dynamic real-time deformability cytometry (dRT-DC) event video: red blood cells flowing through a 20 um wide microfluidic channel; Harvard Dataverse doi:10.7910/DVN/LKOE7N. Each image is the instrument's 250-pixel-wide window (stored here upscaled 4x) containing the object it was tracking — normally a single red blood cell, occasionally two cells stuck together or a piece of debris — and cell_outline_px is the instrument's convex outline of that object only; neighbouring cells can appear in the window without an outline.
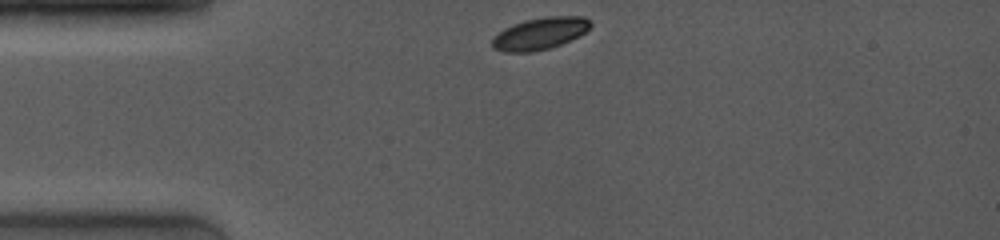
{"species": "common noctule bat (a hibernating species)", "species_latin": "Nyctalus noctula", "temperature_condition": "room temperature", "stored_images_in_passage": 10, "camera_frame_rate_fps": 4000, "um_per_image_px": 0.085, "animal": {"sex": "female", "body_mass_g": 19.0, "forearm_length_mm": 53.3}, "frame": {"image": 1, "passage_image": 1, "time_ms": 0.0, "image_size_px": [1000, 240], "cell_outline_px": [[592, 24], [584, 32], [552, 48], [532, 52], [504, 52], [492, 48], [492, 36], [504, 28], [512, 24], [524, 20], [548, 16], [584, 16]], "centroid_in_image_um": [45.83, 2.85], "position_along_channel_um": 39.2, "area_um2": 18.32}}